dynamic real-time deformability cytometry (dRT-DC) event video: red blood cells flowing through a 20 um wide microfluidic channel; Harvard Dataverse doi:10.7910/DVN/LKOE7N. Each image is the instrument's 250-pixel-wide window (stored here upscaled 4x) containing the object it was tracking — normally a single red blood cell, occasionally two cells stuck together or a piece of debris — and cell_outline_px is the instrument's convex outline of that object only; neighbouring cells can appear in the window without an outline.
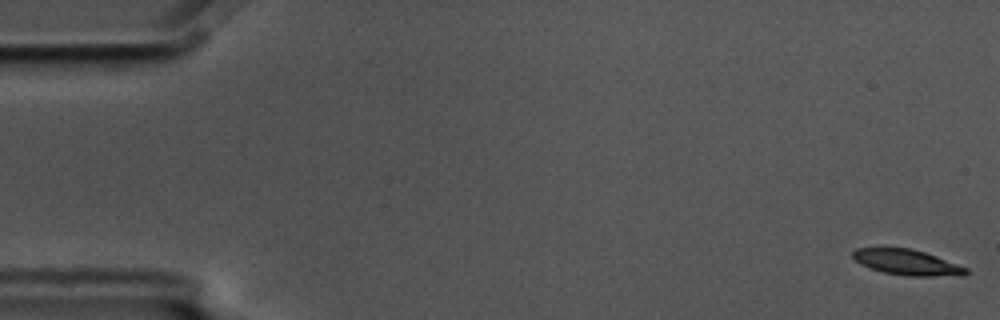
{"species": "common noctule bat (a hibernating species)", "species_latin": "Nyctalus noctula", "temperature_condition": "cold", "stored_images_in_passage": 6, "segment_of_instrument_passage": [1, 2], "camera_frame_rate_fps": 3000, "um_per_image_px": 0.085, "animal": {"sex": "male", "body_mass_g": 17.5, "forearm_length_mm": 52.3}, "frame": {"image": 1, "passage_image": 1, "time_ms": 0.0, "image_size_px": [1000, 320], "cell_outline_px": [[968, 272], [964, 276], [908, 276], [884, 272], [860, 264], [852, 256], [852, 252], [856, 248], [912, 248], [936, 256], [968, 268]], "centroid_in_image_um": [77.13, 22.3], "position_along_channel_um": 7.9, "area_um2": 16.76}}